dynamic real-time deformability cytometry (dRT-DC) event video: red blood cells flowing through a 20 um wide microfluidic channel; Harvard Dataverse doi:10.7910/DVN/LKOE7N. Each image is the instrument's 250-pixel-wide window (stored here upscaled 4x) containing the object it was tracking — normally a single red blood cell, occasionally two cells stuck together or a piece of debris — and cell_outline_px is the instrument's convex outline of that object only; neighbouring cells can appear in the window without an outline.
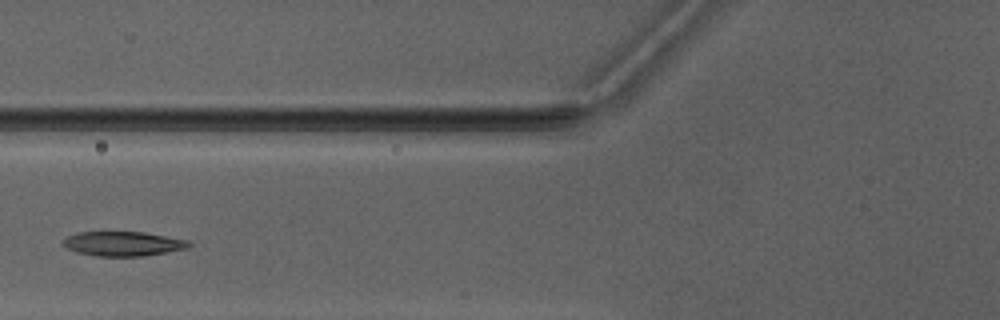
{"species": "Egyptian fruit bat (a non-hibernating species)", "species_latin": "Rousettus aegyptiacus", "temperature_condition": "warm", "stored_images_in_passage": 4, "camera_frame_rate_fps": 3000, "um_per_image_px": 0.085, "animal": {"sex": "male"}, "frame": {"image": 1, "passage_image": 3, "time_ms": 2.667, "image_size_px": [1000, 320], "cell_outline_px": [[192, 244], [188, 248], [144, 256], [96, 256], [76, 252], [60, 244], [60, 240], [76, 232], [144, 232], [188, 240]], "centroid_in_image_um": [10.42, 20.71], "position_along_channel_um": 115.4, "area_um2": 18.09}}
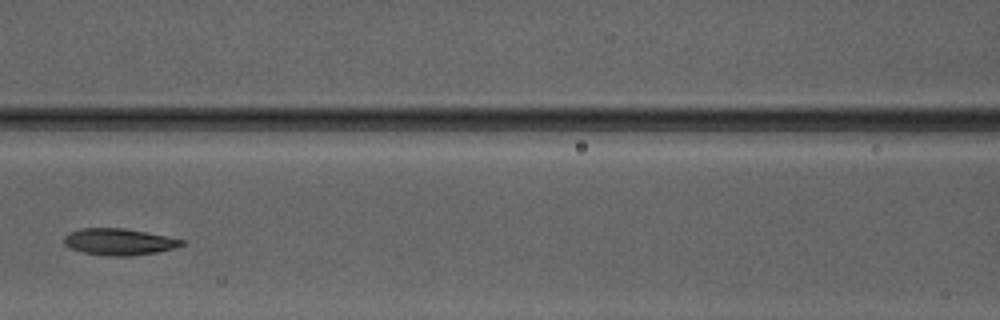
{"frame": {"image": 2, "passage_image": 4, "time_ms": 3.667, "image_size_px": [1000, 320], "cell_outline_px": [[184, 244], [176, 248], [156, 252], [128, 256], [108, 256], [84, 252], [72, 248], [64, 244], [64, 236], [68, 232], [80, 228], [124, 228], [168, 236], [184, 240]], "centroid_in_image_um": [10.12, 20.54], "position_along_channel_um": 156.5, "area_um2": 18.21}}